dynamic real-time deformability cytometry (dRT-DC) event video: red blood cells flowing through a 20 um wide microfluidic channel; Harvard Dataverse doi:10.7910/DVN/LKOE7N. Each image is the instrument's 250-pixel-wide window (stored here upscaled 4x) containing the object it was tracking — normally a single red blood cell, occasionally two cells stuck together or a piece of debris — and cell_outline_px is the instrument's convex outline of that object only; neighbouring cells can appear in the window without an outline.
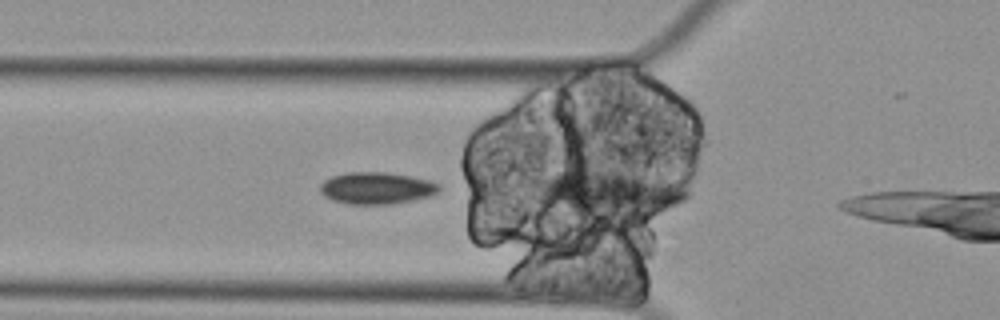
{"species": "Egyptian fruit bat (a non-hibernating species)", "species_latin": "Rousettus aegyptiacus", "temperature_condition": "cold", "stored_images_in_passage": 3, "camera_frame_rate_fps": 3000, "um_per_image_px": 0.085, "animal": {"sex": "female"}, "frame": {"image": 1, "passage_image": 2, "time_ms": 0.333, "image_size_px": [1000, 320], "cell_outline_px": [[440, 192], [432, 196], [392, 204], [348, 204], [332, 200], [324, 196], [320, 192], [320, 184], [324, 180], [332, 176], [348, 172], [384, 172], [412, 176], [428, 180], [440, 184]], "centroid_in_image_um": [32.02, 15.99], "position_along_channel_um": 93.8, "area_um2": 22.31}}